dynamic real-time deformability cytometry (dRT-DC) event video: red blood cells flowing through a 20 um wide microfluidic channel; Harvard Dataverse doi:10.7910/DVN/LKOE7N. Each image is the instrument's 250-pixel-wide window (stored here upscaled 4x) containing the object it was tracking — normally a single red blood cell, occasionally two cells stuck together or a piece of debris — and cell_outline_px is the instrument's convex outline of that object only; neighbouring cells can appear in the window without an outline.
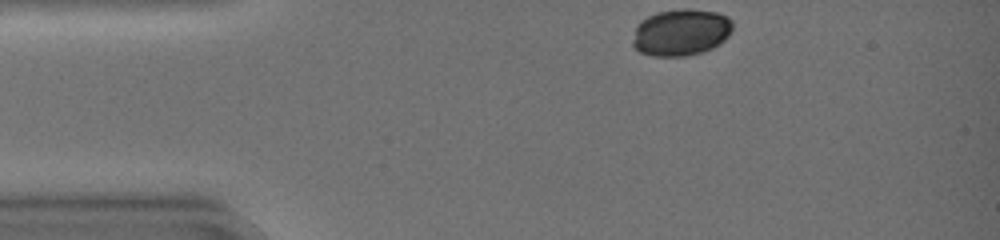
{"species": "common noctule bat (a hibernating species)", "species_latin": "Nyctalus noctula", "temperature_condition": "warm", "stored_images_in_passage": 34, "camera_frame_rate_fps": 3000, "um_per_image_px": 0.085, "animal": {"sex": "female", "body_mass_g": 19.0, "forearm_length_mm": 51.5}, "frame": {"image": 1, "passage_image": 1, "time_ms": 0.0, "image_size_px": [1000, 240], "cell_outline_px": [[732, 28], [728, 36], [720, 44], [704, 52], [688, 56], [652, 56], [640, 52], [632, 44], [632, 40], [636, 28], [648, 16], [660, 12], [716, 12], [728, 16], [732, 20]], "centroid_in_image_um": [57.9, 2.82], "position_along_channel_um": 27.1, "area_um2": 26.36}}
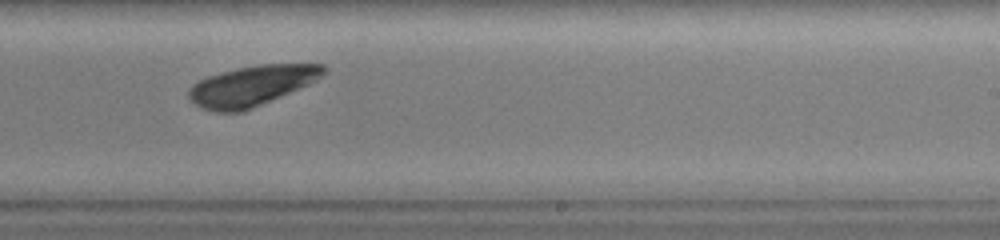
{"frame": {"image": 2, "passage_image": 22, "time_ms": 7.0, "image_size_px": [1000, 240], "cell_outline_px": [[328, 72], [316, 80], [308, 84], [244, 112], [216, 112], [200, 108], [188, 96], [188, 88], [192, 84], [208, 76], [220, 72], [260, 64], [324, 64]], "centroid_in_image_um": [21.39, 7.29], "position_along_channel_um": 267.6, "area_um2": 31.5}}
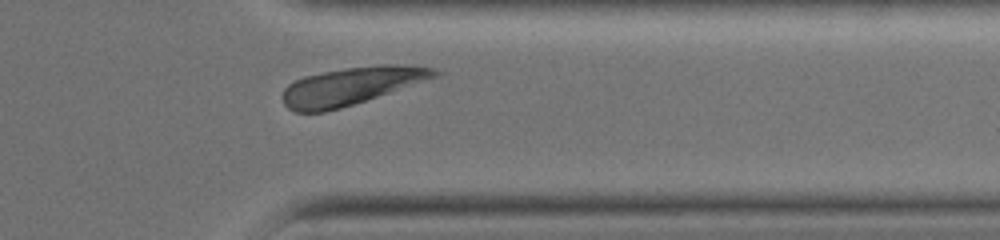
{"frame": {"image": 3, "passage_image": 30, "time_ms": 9.667, "image_size_px": [1000, 240], "cell_outline_px": [[444, 72], [436, 76], [340, 108], [324, 112], [296, 112], [288, 108], [284, 104], [280, 96], [284, 88], [288, 84], [304, 76], [324, 72], [348, 68], [384, 64], [396, 64], [432, 68]], "centroid_in_image_um": [29.76, 7.31], "position_along_channel_um": 381.6, "area_um2": 32.6}}